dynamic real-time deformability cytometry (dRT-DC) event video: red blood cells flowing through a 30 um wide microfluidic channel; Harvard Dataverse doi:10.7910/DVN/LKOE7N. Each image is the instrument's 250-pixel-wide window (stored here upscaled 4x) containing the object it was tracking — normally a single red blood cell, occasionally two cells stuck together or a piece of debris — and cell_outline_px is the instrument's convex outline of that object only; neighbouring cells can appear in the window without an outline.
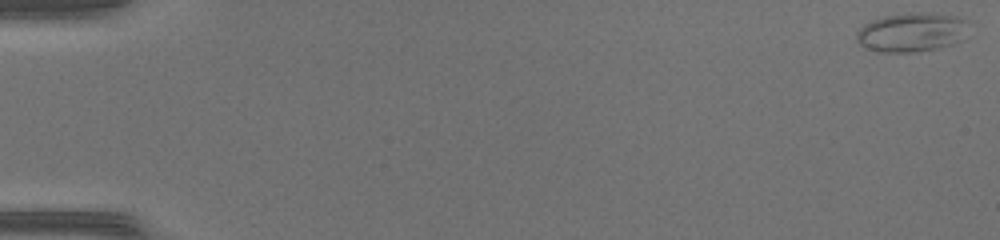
{"species": "common noctule bat (a hibernating species)", "species_latin": "Nyctalus noctula", "temperature_condition": "warm", "stored_images_in_passage": 50, "camera_frame_rate_fps": 3000, "um_per_image_px": 0.085, "animal": {"sex": "female", "body_mass_g": 17.0, "forearm_length_mm": 48.0}, "frame": {"image": 1, "passage_image": 1, "time_ms": 0.0, "image_size_px": [1000, 240], "cell_outline_px": [[968, 20], [960, 40], [956, 44], [936, 48], [912, 52], [876, 52], [860, 44], [856, 40], [856, 32], [864, 24], [872, 20], [884, 16], [912, 12], [920, 12], [956, 16]], "centroid_in_image_um": [77.44, 2.74], "position_along_channel_um": 7.6, "area_um2": 25.37}}
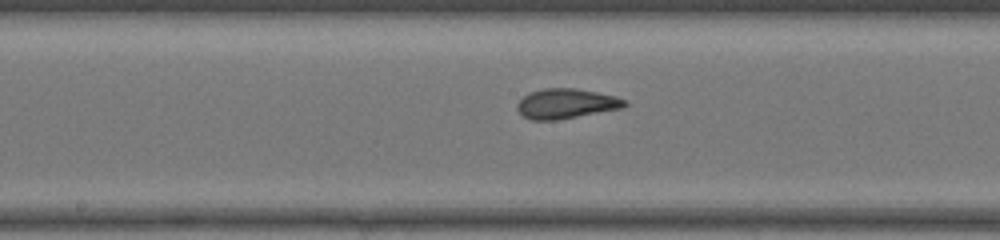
{"frame": {"image": 2, "passage_image": 27, "time_ms": 8.667, "image_size_px": [1000, 240], "cell_outline_px": [[628, 104], [624, 108], [556, 120], [532, 120], [524, 116], [516, 108], [516, 104], [528, 92], [544, 88], [576, 88], [616, 96], [628, 100]], "centroid_in_image_um": [48.15, 8.8], "position_along_channel_um": 200.1, "area_um2": 18.84}}
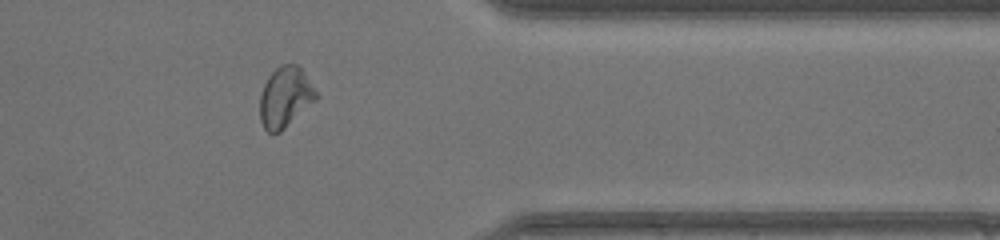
{"frame": {"image": 3, "passage_image": 41, "time_ms": 13.333, "image_size_px": [1000, 240], "cell_outline_px": [[316, 100], [280, 132], [268, 132], [264, 128], [260, 120], [260, 92], [268, 76], [280, 64], [296, 64], [304, 72], [316, 92]], "centroid_in_image_um": [24.21, 8.25], "position_along_channel_um": 387.2, "area_um2": 19.59}, "authors_computed_cell_mechanics": {"area_um2": 19.8254, "velocity_mm_per_s": 4.2651, "shape_relaxation_time_tau1_ms": 2.9915, "shape_relaxation_time_tau2_ms": 1.0691, "deformation_change_tau1": 0.1431, "deformation_change_tau2": 0.0739}}